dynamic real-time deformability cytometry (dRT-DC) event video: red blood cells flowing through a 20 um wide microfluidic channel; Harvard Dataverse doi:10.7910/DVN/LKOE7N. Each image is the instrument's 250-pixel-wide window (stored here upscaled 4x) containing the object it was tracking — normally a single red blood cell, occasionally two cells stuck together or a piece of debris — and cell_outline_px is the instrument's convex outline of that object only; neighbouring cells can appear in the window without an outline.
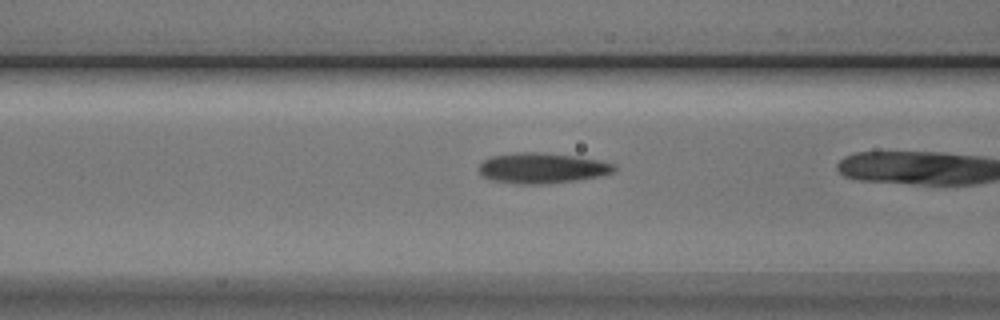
{"species": "Egyptian fruit bat (a non-hibernating species)", "species_latin": "Rousettus aegyptiacus", "temperature_condition": "cold", "stored_images_in_passage": 8, "camera_frame_rate_fps": 3000, "um_per_image_px": 0.085, "animal": {"sex": "male"}, "frame": {"image": 1, "passage_image": 7, "time_ms": 2.0, "image_size_px": [1000, 320], "cell_outline_px": [[616, 172], [600, 176], [576, 180], [540, 184], [524, 184], [492, 180], [484, 176], [480, 172], [480, 164], [484, 160], [492, 156], [516, 152], [540, 152], [576, 156], [600, 160], [616, 164]], "centroid_in_image_um": [46.14, 14.27], "position_along_channel_um": 120.5, "area_um2": 23.93}}